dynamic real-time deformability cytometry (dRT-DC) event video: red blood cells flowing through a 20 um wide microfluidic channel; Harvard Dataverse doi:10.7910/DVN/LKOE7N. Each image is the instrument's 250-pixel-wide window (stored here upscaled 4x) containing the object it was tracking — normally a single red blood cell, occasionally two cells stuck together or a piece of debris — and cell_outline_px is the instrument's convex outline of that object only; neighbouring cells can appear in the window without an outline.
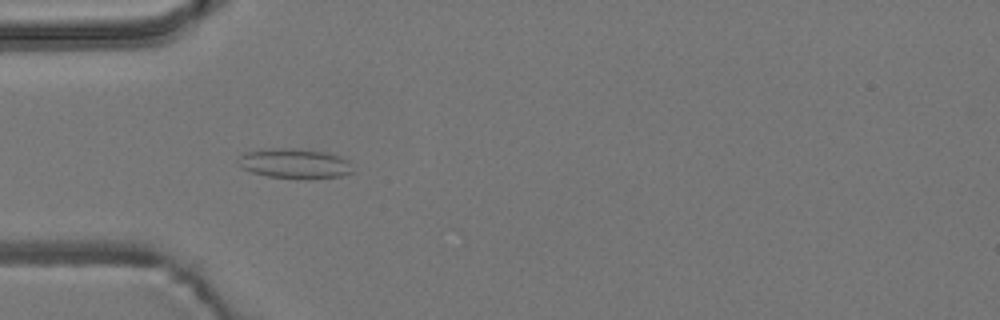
{"species": "common noctule bat (a hibernating species)", "species_latin": "Nyctalus noctula", "temperature_condition": "room temperature", "stored_images_in_passage": 4, "camera_frame_rate_fps": 3000, "um_per_image_px": 0.085, "animal": {"sex": "male", "body_mass_g": 19.2, "forearm_length_mm": 51.8}, "frame": {"image": 1, "passage_image": 3, "time_ms": 0.667, "image_size_px": [1000, 320], "cell_outline_px": [[352, 172], [340, 176], [308, 180], [268, 176], [252, 172], [244, 168], [236, 160], [244, 152], [264, 148], [292, 148], [324, 152], [340, 156], [348, 160]], "centroid_in_image_um": [25.03, 13.9], "position_along_channel_um": 60.0, "area_um2": 20.06}}